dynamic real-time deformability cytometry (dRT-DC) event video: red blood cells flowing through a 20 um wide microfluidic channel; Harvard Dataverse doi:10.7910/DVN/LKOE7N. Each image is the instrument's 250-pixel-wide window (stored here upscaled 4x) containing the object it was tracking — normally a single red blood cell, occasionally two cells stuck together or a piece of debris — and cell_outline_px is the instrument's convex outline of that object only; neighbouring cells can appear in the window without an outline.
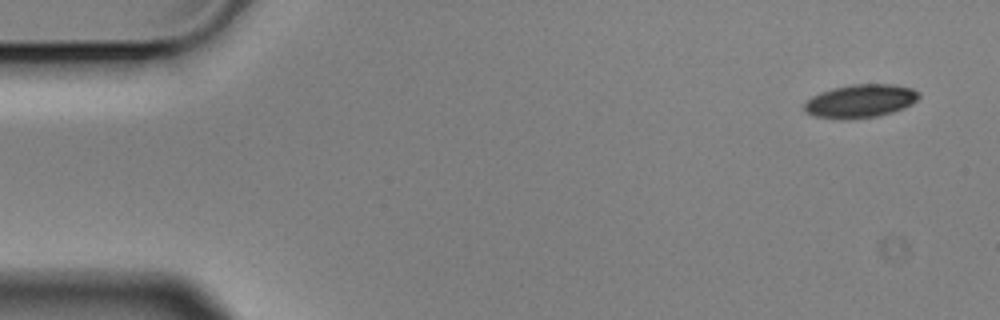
{"species": "Egyptian fruit bat (a non-hibernating species)", "species_latin": "Rousettus aegyptiacus", "temperature_condition": "cold", "stored_images_in_passage": 4, "camera_frame_rate_fps": 3000, "um_per_image_px": 0.085, "animal": {"sex": "male"}, "frame": {"image": 1, "passage_image": 1, "time_ms": 0.0, "image_size_px": [1000, 320], "cell_outline_px": [[920, 96], [912, 104], [904, 108], [892, 112], [876, 116], [816, 116], [804, 112], [804, 104], [812, 96], [820, 92], [832, 88], [852, 84], [892, 84], [912, 88], [920, 92]], "centroid_in_image_um": [73.19, 8.53], "position_along_channel_um": 11.8, "area_um2": 21.44}}
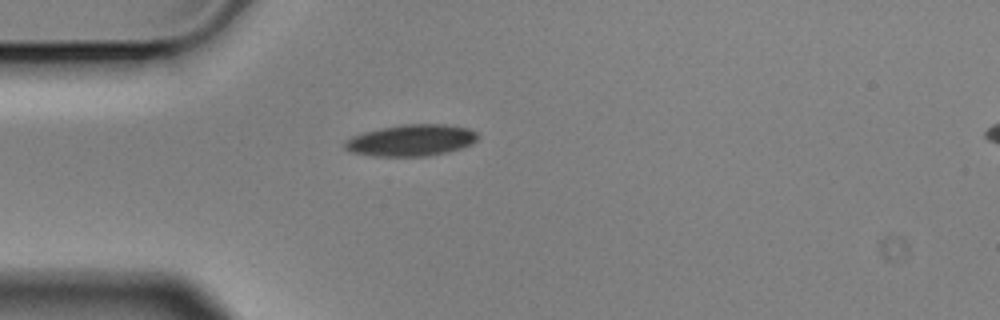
{"frame": {"image": 2, "passage_image": 4, "time_ms": 1.0, "image_size_px": [1000, 320], "cell_outline_px": [[476, 140], [472, 144], [464, 148], [448, 152], [428, 156], [372, 156], [352, 152], [344, 148], [344, 140], [352, 136], [364, 132], [380, 128], [404, 124], [444, 124], [468, 128], [476, 132]], "centroid_in_image_um": [34.94, 11.93], "position_along_channel_um": 50.1, "area_um2": 24.51}}